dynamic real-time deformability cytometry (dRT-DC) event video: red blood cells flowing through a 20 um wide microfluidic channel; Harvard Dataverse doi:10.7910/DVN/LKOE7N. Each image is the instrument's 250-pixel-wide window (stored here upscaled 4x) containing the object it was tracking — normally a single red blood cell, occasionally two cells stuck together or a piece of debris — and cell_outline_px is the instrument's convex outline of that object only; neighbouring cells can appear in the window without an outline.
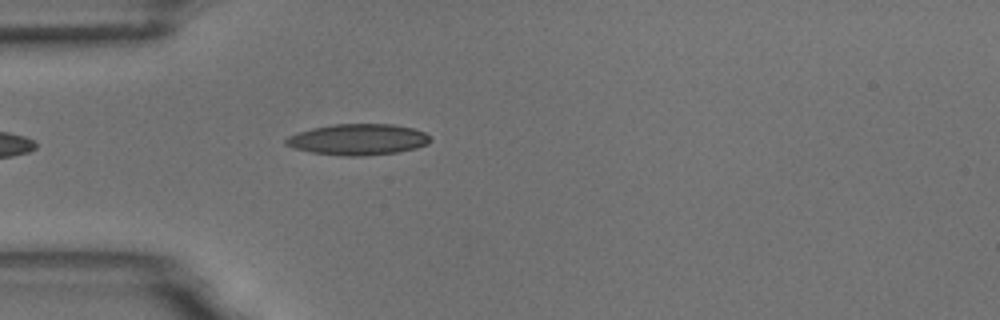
{"species": "common noctule bat (a hibernating species)", "species_latin": "Nyctalus noctula", "temperature_condition": "room temperature", "stored_images_in_passage": 2, "camera_frame_rate_fps": 3000, "um_per_image_px": 0.085, "animal": {"sex": "male", "body_mass_g": 18.8}, "frame": {"image": 1, "passage_image": 2, "time_ms": 1.0, "image_size_px": [1000, 320], "cell_outline_px": [[432, 140], [428, 144], [416, 148], [396, 152], [364, 156], [340, 156], [312, 152], [296, 148], [284, 144], [284, 140], [288, 136], [296, 132], [312, 128], [332, 124], [392, 124], [412, 128], [424, 132]], "centroid_in_image_um": [30.41, 11.85], "position_along_channel_um": 54.6, "area_um2": 26.18}}